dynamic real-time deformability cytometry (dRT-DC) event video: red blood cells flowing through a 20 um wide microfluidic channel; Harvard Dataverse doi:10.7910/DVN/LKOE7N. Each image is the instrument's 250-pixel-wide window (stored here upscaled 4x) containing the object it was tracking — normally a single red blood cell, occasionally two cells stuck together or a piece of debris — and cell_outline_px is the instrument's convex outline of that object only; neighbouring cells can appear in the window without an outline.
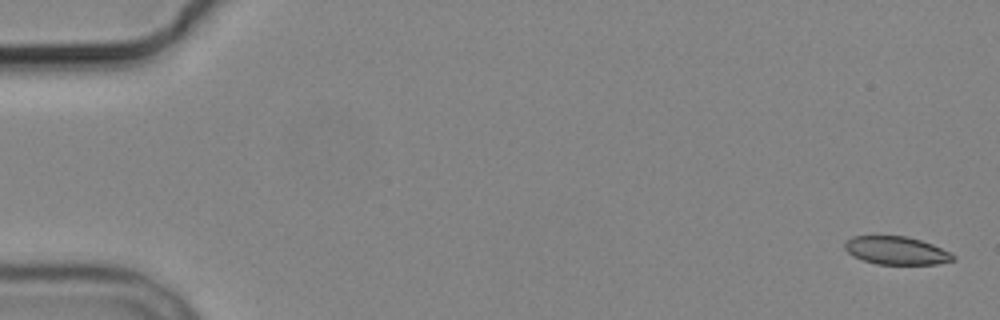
{"species": "common noctule bat (a hibernating species)", "species_latin": "Nyctalus noctula", "temperature_condition": "cold", "stored_images_in_passage": 4, "camera_frame_rate_fps": 3000, "um_per_image_px": 0.085, "animal": {"sex": "male", "body_mass_g": 19.2, "forearm_length_mm": 51.8}, "frame": {"image": 1, "passage_image": 1, "time_ms": 0.0, "image_size_px": [1000, 320], "cell_outline_px": [[956, 260], [936, 264], [876, 264], [852, 256], [844, 248], [844, 244], [852, 236], [904, 236], [920, 240], [932, 244], [956, 256]], "centroid_in_image_um": [76.18, 21.3], "position_along_channel_um": 8.8, "area_um2": 17.57}}